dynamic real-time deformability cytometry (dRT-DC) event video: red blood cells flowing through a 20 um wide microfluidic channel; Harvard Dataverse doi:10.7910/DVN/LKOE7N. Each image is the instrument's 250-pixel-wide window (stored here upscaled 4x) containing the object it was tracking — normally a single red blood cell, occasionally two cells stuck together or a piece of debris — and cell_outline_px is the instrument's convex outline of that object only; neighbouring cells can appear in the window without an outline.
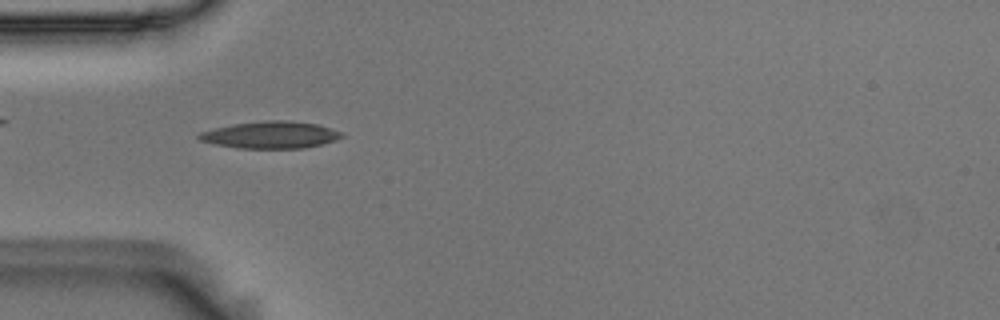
{"species": "Egyptian fruit bat (a non-hibernating species)", "species_latin": "Rousettus aegyptiacus", "temperature_condition": "room temperature", "stored_images_in_passage": 3, "camera_frame_rate_fps": 3000, "um_per_image_px": 0.085, "animal": {"sex": "male"}, "frame": {"image": 1, "passage_image": 2, "time_ms": 0.333, "image_size_px": [1000, 320], "cell_outline_px": [[344, 136], [336, 140], [304, 148], [236, 148], [216, 144], [200, 140], [196, 136], [200, 132], [232, 124], [268, 120], [284, 120], [316, 124], [344, 132]], "centroid_in_image_um": [23.01, 11.46], "position_along_channel_um": 62.0, "area_um2": 22.31}}
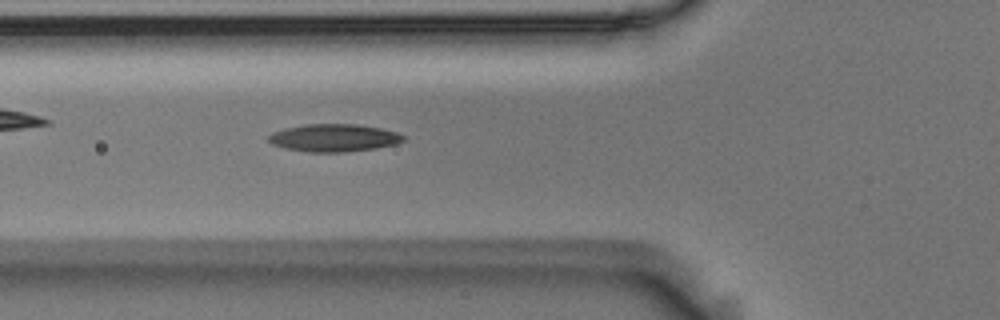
{"frame": {"image": 2, "passage_image": 3, "time_ms": 0.667, "image_size_px": [1000, 320], "cell_outline_px": [[408, 136], [404, 140], [396, 144], [376, 148], [344, 152], [308, 152], [284, 148], [272, 144], [268, 140], [268, 136], [272, 132], [284, 128], [304, 124], [356, 124], [380, 128], [396, 132]], "centroid_in_image_um": [28.38, 11.71], "position_along_channel_um": 97.4, "area_um2": 21.85}}